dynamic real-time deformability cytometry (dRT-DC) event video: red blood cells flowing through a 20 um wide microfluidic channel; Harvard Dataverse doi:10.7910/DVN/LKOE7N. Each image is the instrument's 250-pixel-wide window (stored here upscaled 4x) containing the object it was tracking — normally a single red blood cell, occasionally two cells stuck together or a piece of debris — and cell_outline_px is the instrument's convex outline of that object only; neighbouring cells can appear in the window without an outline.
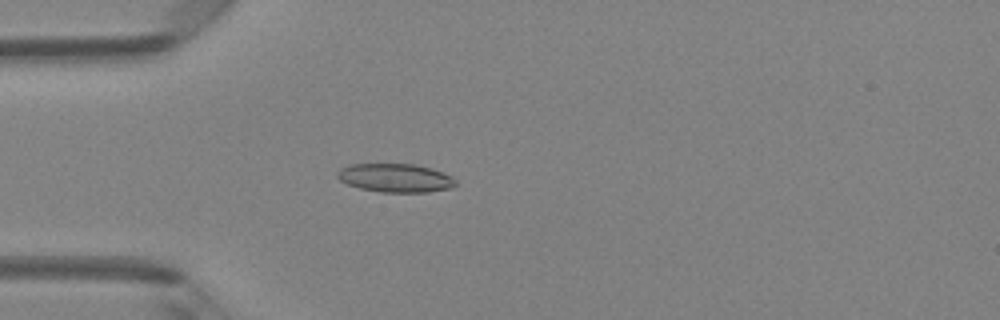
{"species": "Egyptian fruit bat (a non-hibernating species)", "species_latin": "Rousettus aegyptiacus", "temperature_condition": "room temperature", "stored_images_in_passage": 48, "camera_frame_rate_fps": 3000, "um_per_image_px": 0.085, "animal": {"sex": "female"}, "frame": {"image": 1, "passage_image": 14, "time_ms": 4.333, "image_size_px": [1000, 320], "cell_outline_px": [[456, 184], [452, 188], [428, 192], [380, 192], [360, 188], [348, 184], [340, 180], [336, 176], [336, 172], [340, 168], [352, 164], [416, 164], [432, 168], [444, 172], [452, 176], [456, 180]], "centroid_in_image_um": [33.63, 15.12], "position_along_channel_um": 51.4, "area_um2": 19.88}}
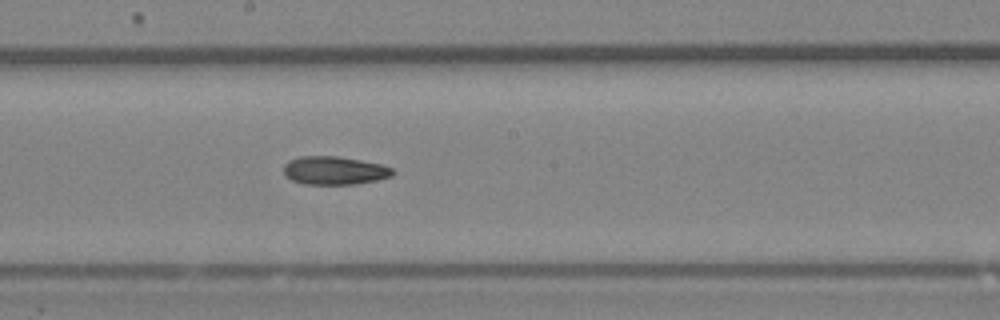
{"frame": {"image": 2, "passage_image": 27, "time_ms": 8.667, "image_size_px": [1000, 320], "cell_outline_px": [[396, 172], [392, 176], [376, 180], [356, 184], [304, 184], [292, 180], [284, 176], [284, 164], [288, 160], [300, 156], [336, 156], [384, 164], [392, 168]], "centroid_in_image_um": [28.43, 14.49], "position_along_channel_um": 219.8, "area_um2": 18.15}}
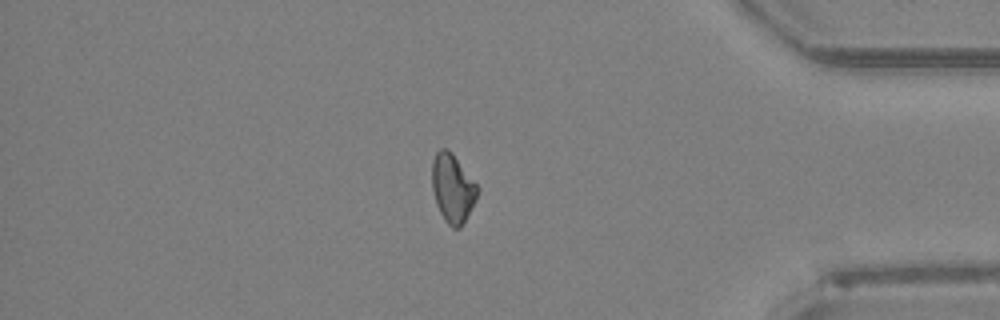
{"frame": {"image": 3, "passage_image": 42, "time_ms": 13.667, "image_size_px": [1000, 320], "cell_outline_px": [[480, 188], [476, 200], [460, 228], [452, 228], [444, 220], [436, 204], [432, 188], [432, 160], [436, 152], [440, 148], [448, 148], [452, 152]], "centroid_in_image_um": [38.47, 15.98], "position_along_channel_um": 396.7, "area_um2": 18.26}, "authors_computed_cell_mechanics": {"area_um2": 18.4093, "velocity_mm_per_s": 4.1437, "shape_relaxation_time_tau1_ms": 9.7545, "shape_relaxation_time_tau2_ms": 2.8806, "deformation_change_tau1": 0.1863, "deformation_change_tau2": 0.0934}}